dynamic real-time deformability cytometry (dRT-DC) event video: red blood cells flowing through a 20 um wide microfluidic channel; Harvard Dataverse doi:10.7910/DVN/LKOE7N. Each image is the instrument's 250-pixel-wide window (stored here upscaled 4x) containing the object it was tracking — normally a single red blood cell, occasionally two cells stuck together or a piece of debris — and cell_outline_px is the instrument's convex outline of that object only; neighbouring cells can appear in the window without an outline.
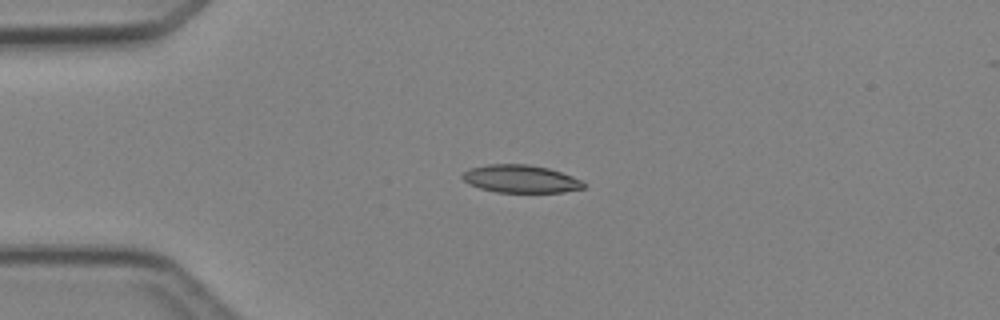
{"species": "Egyptian fruit bat (a non-hibernating species)", "species_latin": "Rousettus aegyptiacus", "temperature_condition": "cold", "stored_images_in_passage": 4, "camera_frame_rate_fps": 3000, "um_per_image_px": 0.085, "animal": {"sex": "female"}, "frame": {"image": 1, "passage_image": 4, "time_ms": 3.667, "image_size_px": [1000, 320], "cell_outline_px": [[588, 184], [584, 188], [564, 192], [496, 192], [480, 188], [468, 184], [460, 176], [468, 168], [488, 164], [528, 164], [548, 168], [572, 176]], "centroid_in_image_um": [44.24, 15.2], "position_along_channel_um": 40.8, "area_um2": 19.71}}